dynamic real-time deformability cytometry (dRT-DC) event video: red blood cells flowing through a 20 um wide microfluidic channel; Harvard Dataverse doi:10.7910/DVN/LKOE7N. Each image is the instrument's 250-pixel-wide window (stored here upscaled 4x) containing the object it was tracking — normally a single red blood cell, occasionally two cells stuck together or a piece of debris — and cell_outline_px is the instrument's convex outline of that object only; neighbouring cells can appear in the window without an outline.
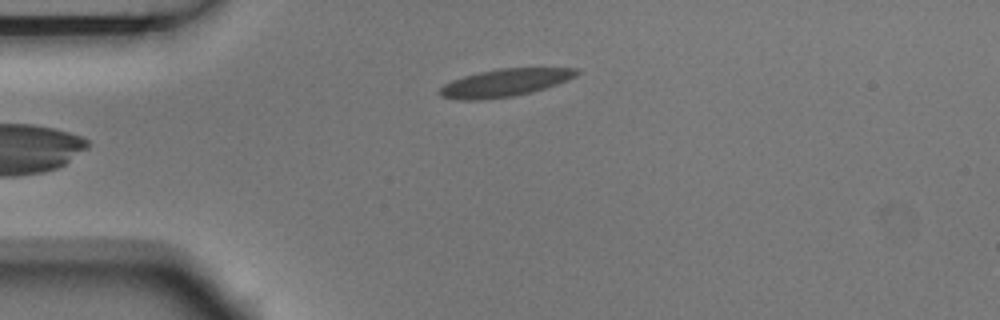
{"species": "Egyptian fruit bat (a non-hibernating species)", "species_latin": "Rousettus aegyptiacus", "temperature_condition": "room temperature", "stored_images_in_passage": 2, "camera_frame_rate_fps": 3000, "um_per_image_px": 0.085, "animal": {"sex": "male"}, "frame": {"image": 1, "passage_image": 1, "time_ms": 0.0, "image_size_px": [1000, 320], "cell_outline_px": [[580, 72], [576, 76], [556, 84], [544, 88], [512, 96], [480, 100], [460, 100], [440, 96], [436, 92], [444, 84], [452, 80], [464, 76], [480, 72], [500, 68], [580, 68]], "centroid_in_image_um": [42.87, 7.03], "position_along_channel_um": 42.1, "area_um2": 21.85}}